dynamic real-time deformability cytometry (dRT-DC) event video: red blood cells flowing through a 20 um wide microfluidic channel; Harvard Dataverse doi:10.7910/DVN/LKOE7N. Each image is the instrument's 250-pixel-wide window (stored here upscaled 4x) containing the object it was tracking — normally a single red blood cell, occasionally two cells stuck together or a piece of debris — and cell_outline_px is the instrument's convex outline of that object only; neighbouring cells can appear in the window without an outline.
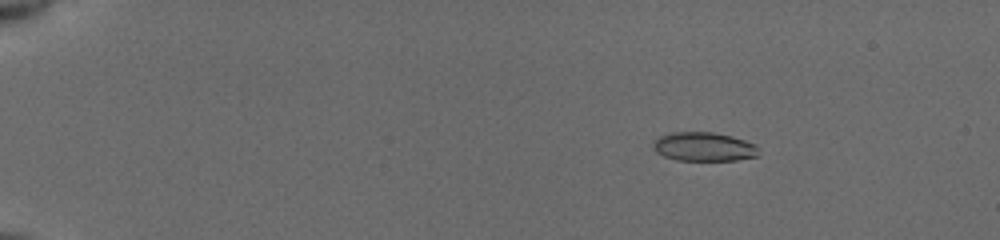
{"species": "common noctule bat (a hibernating species)", "species_latin": "Nyctalus noctula", "temperature_condition": "cold", "stored_images_in_passage": 25, "camera_frame_rate_fps": 3000, "um_per_image_px": 0.085, "animal": {"sex": "female", "body_mass_g": 19.5, "forearm_length_mm": 54.1}, "frame": {"image": 1, "passage_image": 12, "time_ms": 3.0, "image_size_px": [1000, 240], "cell_outline_px": [[756, 156], [736, 160], [676, 160], [664, 156], [656, 152], [652, 148], [652, 144], [660, 136], [672, 132], [712, 132], [732, 136], [756, 144]], "centroid_in_image_um": [59.78, 12.47], "position_along_channel_um": 25.2, "area_um2": 17.63}}
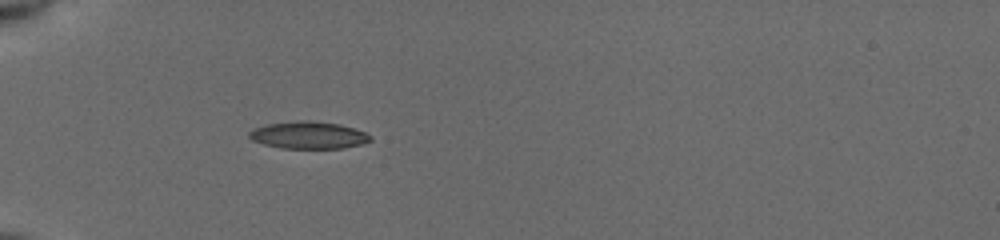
{"frame": {"image": 2, "passage_image": 23, "time_ms": 6.333, "image_size_px": [1000, 240], "cell_outline_px": [[372, 140], [360, 144], [344, 148], [280, 148], [264, 144], [252, 140], [248, 136], [248, 132], [256, 128], [268, 124], [300, 120], [308, 120], [340, 124], [364, 132], [372, 136]], "centroid_in_image_um": [26.22, 11.49], "position_along_channel_um": 58.8, "area_um2": 19.07}}